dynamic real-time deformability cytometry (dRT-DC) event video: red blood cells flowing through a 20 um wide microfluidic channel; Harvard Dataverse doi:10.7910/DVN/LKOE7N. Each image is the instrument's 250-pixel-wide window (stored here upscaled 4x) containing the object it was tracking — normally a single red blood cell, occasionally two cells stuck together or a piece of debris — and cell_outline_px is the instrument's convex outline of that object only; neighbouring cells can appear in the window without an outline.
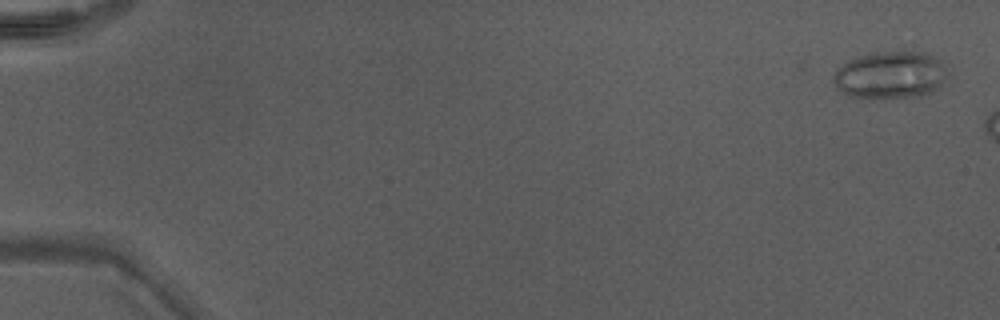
{"species": "Egyptian fruit bat (a non-hibernating species)", "species_latin": "Rousettus aegyptiacus", "temperature_condition": "warm", "stored_images_in_passage": 9, "camera_frame_rate_fps": 3000, "um_per_image_px": 0.085, "animal": {"sex": "male"}, "frame": {"image": 1, "passage_image": 2, "time_ms": 0.333, "image_size_px": [1000, 320], "cell_outline_px": [[948, 76], [932, 92], [920, 96], [852, 96], [844, 92], [832, 80], [832, 76], [836, 68], [848, 60], [860, 56], [876, 52], [924, 52], [932, 56], [940, 64]], "centroid_in_image_um": [75.64, 6.35], "position_along_channel_um": 9.4, "area_um2": 30.35}}